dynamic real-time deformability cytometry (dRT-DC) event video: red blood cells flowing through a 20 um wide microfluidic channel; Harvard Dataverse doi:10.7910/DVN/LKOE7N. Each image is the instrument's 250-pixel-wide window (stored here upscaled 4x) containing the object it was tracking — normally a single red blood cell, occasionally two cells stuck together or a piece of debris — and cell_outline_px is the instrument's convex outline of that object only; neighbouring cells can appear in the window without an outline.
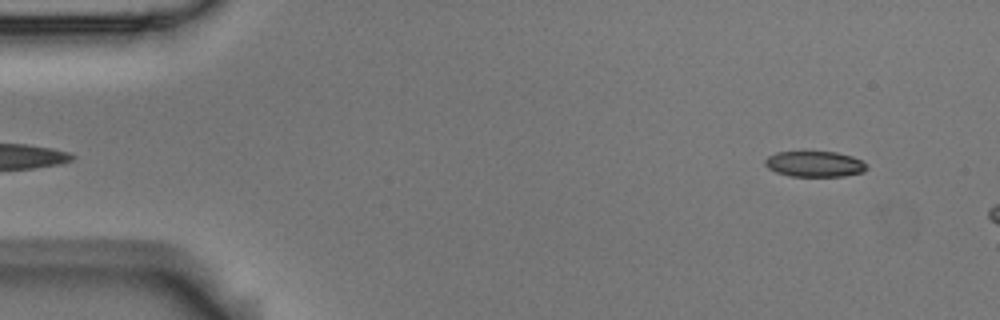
{"species": "Egyptian fruit bat (a non-hibernating species)", "species_latin": "Rousettus aegyptiacus", "temperature_condition": "room temperature", "stored_images_in_passage": 6, "segment_of_instrument_passage": [2, 2], "camera_frame_rate_fps": 3000, "um_per_image_px": 0.085, "animal": {"sex": "male"}, "frame": {"image": 1, "passage_image": 6, "time_ms": 1.667, "image_size_px": [1000, 320], "cell_outline_px": [[868, 168], [864, 172], [844, 176], [788, 176], [776, 172], [768, 168], [764, 164], [764, 160], [768, 156], [776, 152], [836, 152], [852, 156], [868, 164]], "centroid_in_image_um": [69.25, 13.94], "position_along_channel_um": 15.7, "area_um2": 15.32}}